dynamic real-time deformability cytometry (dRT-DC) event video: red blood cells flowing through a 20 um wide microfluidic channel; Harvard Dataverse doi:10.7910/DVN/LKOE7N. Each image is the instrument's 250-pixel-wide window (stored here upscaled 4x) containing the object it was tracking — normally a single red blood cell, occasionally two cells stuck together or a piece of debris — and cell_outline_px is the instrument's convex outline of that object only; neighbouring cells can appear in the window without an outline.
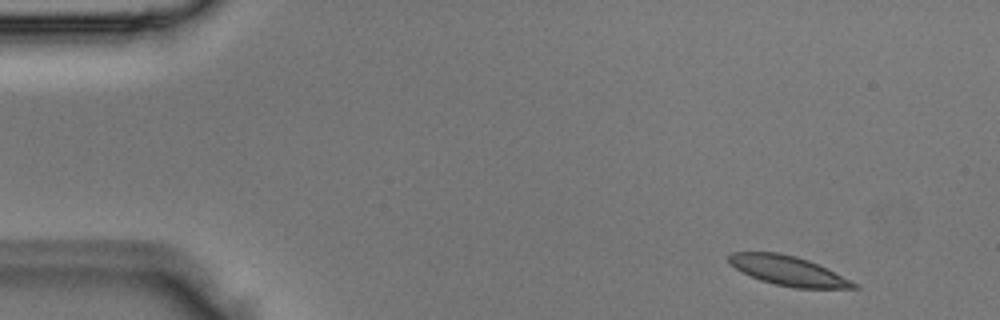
{"species": "Egyptian fruit bat (a non-hibernating species)", "species_latin": "Rousettus aegyptiacus", "temperature_condition": "room temperature", "stored_images_in_passage": 3, "camera_frame_rate_fps": 3000, "um_per_image_px": 0.085, "animal": {"sex": "male"}, "frame": {"image": 1, "passage_image": 1, "time_ms": 0.0, "image_size_px": [1000, 320], "cell_outline_px": [[860, 288], [792, 288], [760, 280], [736, 268], [728, 260], [728, 256], [732, 252], [780, 252], [796, 256], [808, 260], [860, 284]], "centroid_in_image_um": [67.03, 23.01], "position_along_channel_um": 18.0, "area_um2": 21.27}}